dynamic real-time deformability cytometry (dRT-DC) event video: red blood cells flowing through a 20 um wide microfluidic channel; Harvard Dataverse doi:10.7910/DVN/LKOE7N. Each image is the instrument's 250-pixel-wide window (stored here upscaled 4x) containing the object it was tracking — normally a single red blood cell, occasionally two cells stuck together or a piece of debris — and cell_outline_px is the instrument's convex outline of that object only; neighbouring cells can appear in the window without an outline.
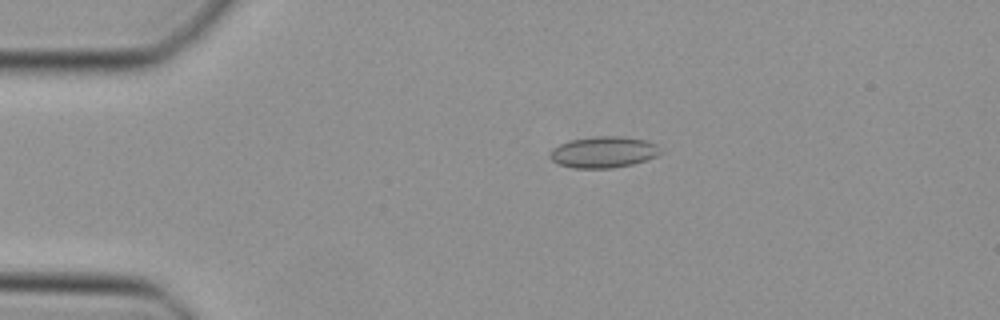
{"species": "Egyptian fruit bat (a non-hibernating species)", "species_latin": "Rousettus aegyptiacus", "temperature_condition": "cold", "stored_images_in_passage": 38, "camera_frame_rate_fps": 3000, "um_per_image_px": 0.085, "animal": {"sex": "female"}, "frame": {"image": 1, "passage_image": 1, "time_ms": 0.0, "image_size_px": [1000, 320], "cell_outline_px": [[664, 152], [656, 156], [632, 164], [612, 168], [572, 168], [556, 164], [548, 156], [552, 148], [560, 144], [572, 140], [596, 136], [624, 136], [648, 140], [656, 144]], "centroid_in_image_um": [51.3, 12.93], "position_along_channel_um": 33.7, "area_um2": 20.35}}
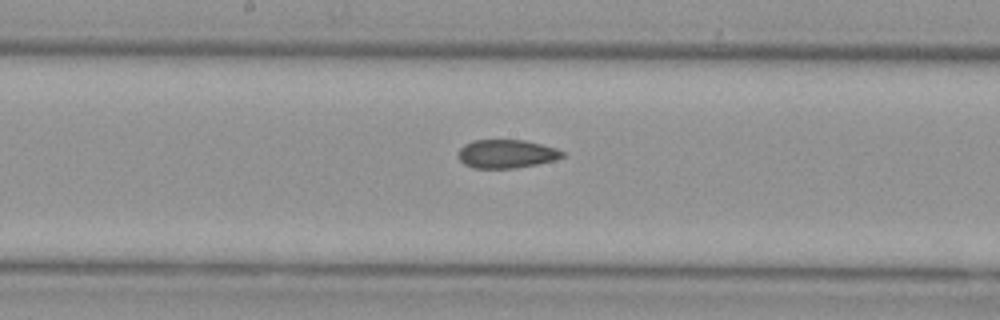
{"frame": {"image": 2, "passage_image": 16, "time_ms": 5.0, "image_size_px": [1000, 320], "cell_outline_px": [[564, 156], [556, 160], [536, 164], [512, 168], [472, 168], [464, 164], [456, 156], [456, 152], [464, 144], [472, 140], [524, 140], [556, 148], [564, 152]], "centroid_in_image_um": [43.0, 13.07], "position_along_channel_um": 205.2, "area_um2": 17.4}}
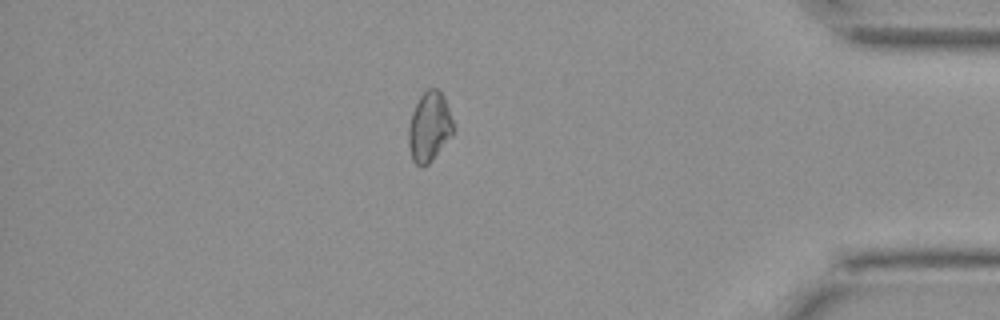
{"frame": {"image": 3, "passage_image": 32, "time_ms": 10.333, "image_size_px": [1000, 320], "cell_outline_px": [[456, 128], [452, 136], [432, 160], [428, 164], [416, 164], [412, 160], [408, 144], [408, 124], [412, 112], [420, 96], [428, 88], [436, 88], [444, 96]], "centroid_in_image_um": [36.51, 10.77], "position_along_channel_um": 398.7, "area_um2": 18.32}}